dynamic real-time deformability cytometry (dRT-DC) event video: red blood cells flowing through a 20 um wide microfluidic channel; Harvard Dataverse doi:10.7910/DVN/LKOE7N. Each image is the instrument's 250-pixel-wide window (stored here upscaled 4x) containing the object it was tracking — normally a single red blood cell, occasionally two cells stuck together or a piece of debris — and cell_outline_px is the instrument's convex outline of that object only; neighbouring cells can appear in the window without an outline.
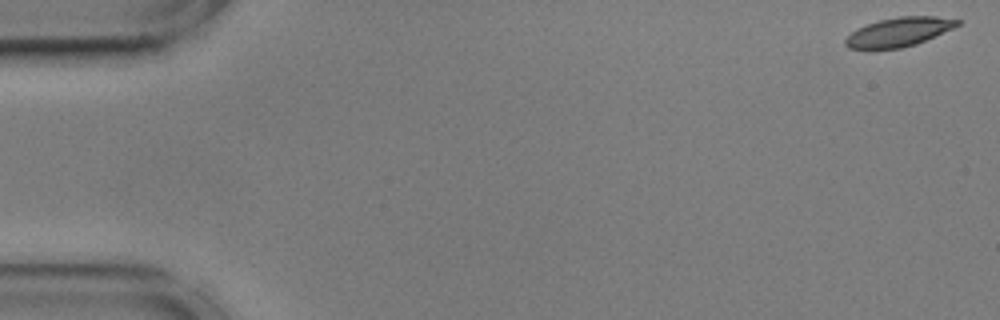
{"species": "common noctule bat (a hibernating species)", "species_latin": "Nyctalus noctula", "temperature_condition": "cold", "stored_images_in_passage": 6, "camera_frame_rate_fps": 3000, "um_per_image_px": 0.085, "animal": {"sex": "male", "body_mass_g": 17.9, "forearm_length_mm": 54.2}, "frame": {"image": 1, "passage_image": 1, "time_ms": 0.0, "image_size_px": [1000, 320], "cell_outline_px": [[960, 24], [952, 28], [916, 44], [900, 48], [872, 52], [848, 48], [844, 44], [844, 40], [856, 28], [880, 20], [900, 16], [936, 16], [960, 20]], "centroid_in_image_um": [76.31, 2.76], "position_along_channel_um": 8.7, "area_um2": 19.31}}